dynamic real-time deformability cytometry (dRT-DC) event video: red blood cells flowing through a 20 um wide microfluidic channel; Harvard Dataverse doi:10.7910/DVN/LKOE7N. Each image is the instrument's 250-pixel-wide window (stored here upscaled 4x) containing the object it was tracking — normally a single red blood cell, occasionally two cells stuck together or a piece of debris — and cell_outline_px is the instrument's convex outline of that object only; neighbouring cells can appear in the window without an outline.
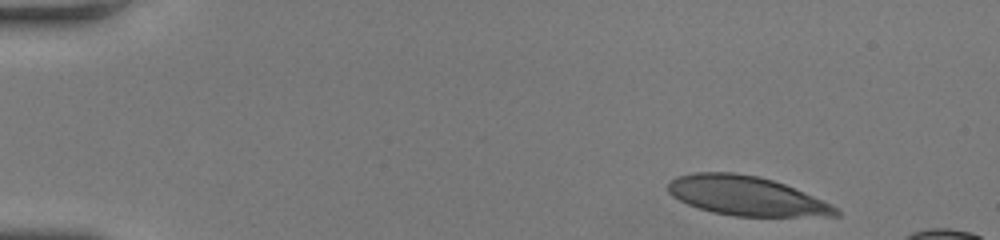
{"species": "human", "species_latin": "Homo sapiens", "temperature_condition": "room temperature", "stored_images_in_passage": 47, "camera_frame_rate_fps": 3000, "um_per_image_px": 0.085, "donor": {"sex": "female"}, "frame": {"image": 1, "passage_image": 1, "time_ms": 0.0, "image_size_px": [1000, 240], "cell_outline_px": [[840, 216], [736, 216], [712, 212], [688, 204], [672, 196], [668, 192], [668, 180], [676, 176], [692, 172], [732, 172], [760, 176], [784, 184], [804, 192], [832, 204], [840, 212]], "centroid_in_image_um": [63.41, 16.64], "position_along_channel_um": 21.6, "area_um2": 38.44}}
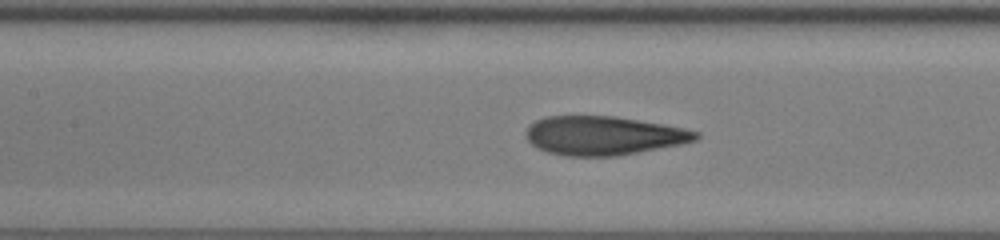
{"frame": {"image": 2, "passage_image": 21, "time_ms": 6.667, "image_size_px": [1000, 240], "cell_outline_px": [[700, 136], [696, 140], [680, 144], [616, 156], [568, 156], [548, 152], [536, 148], [528, 140], [524, 132], [528, 124], [536, 120], [548, 116], [616, 116], [664, 124], [684, 128], [700, 132]], "centroid_in_image_um": [51.27, 11.52], "position_along_channel_um": 156.1, "area_um2": 38.55}}
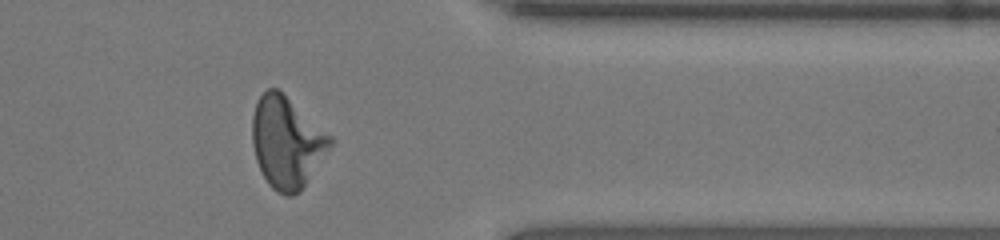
{"frame": {"image": 3, "passage_image": 40, "time_ms": 13.0, "image_size_px": [1000, 240], "cell_outline_px": [[336, 140], [300, 192], [292, 196], [284, 196], [276, 192], [268, 184], [256, 160], [252, 144], [252, 116], [256, 104], [260, 96], [268, 88], [276, 88], [332, 136]], "centroid_in_image_um": [24.38, 12.13], "position_along_channel_um": 387.0, "area_um2": 41.33}}